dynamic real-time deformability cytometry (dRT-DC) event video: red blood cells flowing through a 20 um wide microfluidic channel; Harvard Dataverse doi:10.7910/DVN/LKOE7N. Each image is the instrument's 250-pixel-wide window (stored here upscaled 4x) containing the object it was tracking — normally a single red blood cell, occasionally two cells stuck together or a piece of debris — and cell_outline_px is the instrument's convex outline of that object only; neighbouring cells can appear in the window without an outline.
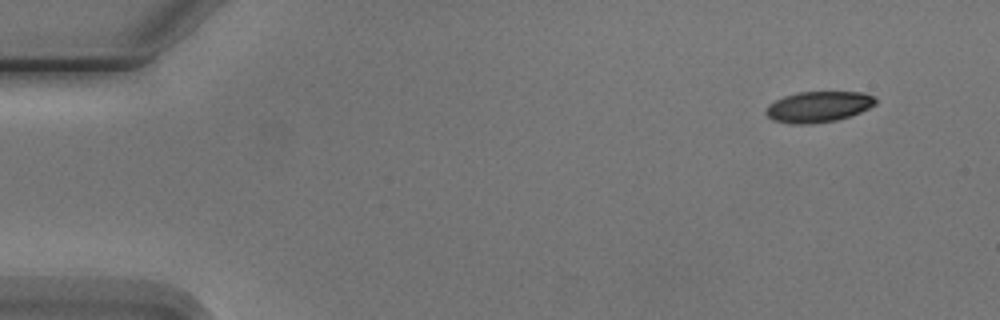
{"species": "Egyptian fruit bat (a non-hibernating species)", "species_latin": "Rousettus aegyptiacus", "temperature_condition": "cold", "stored_images_in_passage": 6, "camera_frame_rate_fps": 3000, "um_per_image_px": 0.085, "animal": {"sex": "male"}, "frame": {"image": 1, "passage_image": 1, "time_ms": 0.0, "image_size_px": [1000, 320], "cell_outline_px": [[876, 104], [860, 112], [836, 120], [812, 124], [788, 124], [772, 120], [764, 112], [764, 108], [768, 104], [784, 96], [796, 92], [864, 92], [876, 96]], "centroid_in_image_um": [69.53, 9.07], "position_along_channel_um": 15.5, "area_um2": 19.94}}
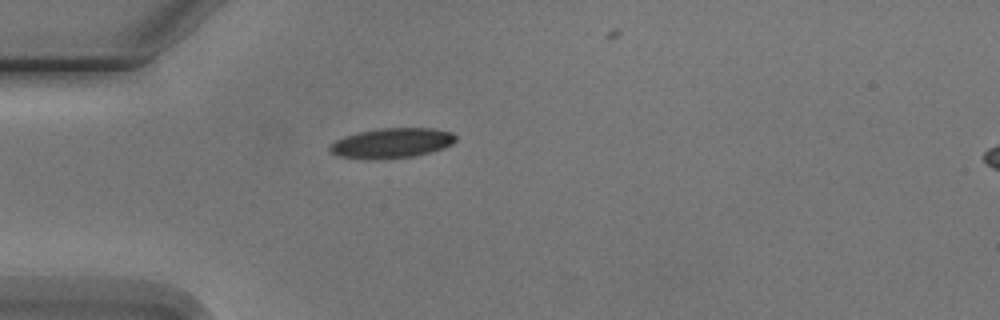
{"frame": {"image": 2, "passage_image": 4, "time_ms": 3.667, "image_size_px": [1000, 320], "cell_outline_px": [[456, 140], [452, 144], [444, 148], [432, 152], [412, 156], [376, 160], [372, 160], [340, 156], [332, 152], [328, 148], [336, 140], [344, 136], [360, 132], [380, 128], [432, 128], [452, 132], [456, 136]], "centroid_in_image_um": [33.33, 12.16], "position_along_channel_um": 51.7, "area_um2": 21.96}}